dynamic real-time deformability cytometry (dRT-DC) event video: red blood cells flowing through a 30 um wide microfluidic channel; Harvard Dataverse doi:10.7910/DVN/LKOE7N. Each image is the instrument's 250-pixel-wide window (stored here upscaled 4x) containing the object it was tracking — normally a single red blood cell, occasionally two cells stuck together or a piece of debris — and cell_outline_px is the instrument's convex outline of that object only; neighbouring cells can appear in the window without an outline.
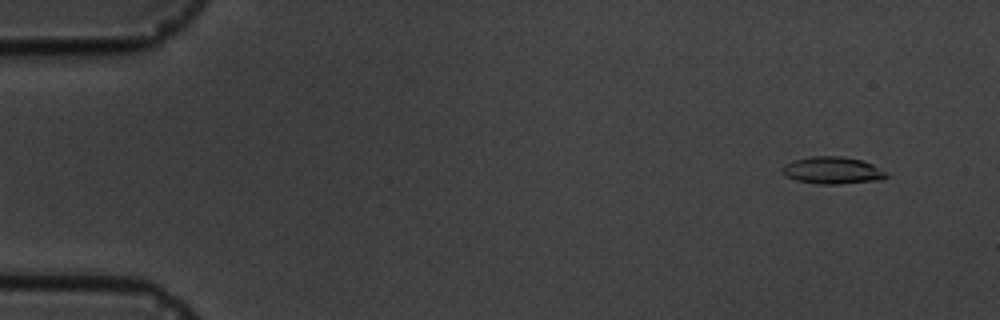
{"species": "common noctule bat (a hibernating species)", "species_latin": "Nyctalus noctula", "temperature_condition": "cold", "stored_images_in_passage": 7, "camera_frame_rate_fps": 3000, "um_per_image_px": 0.085, "animal": {"sex": "male", "body_mass_g": 19.5, "forearm_length_mm": 54.6}, "frame": {"image": 1, "passage_image": 1, "time_ms": 0.0, "image_size_px": [1000, 320], "cell_outline_px": [[892, 176], [884, 180], [840, 184], [820, 184], [796, 180], [784, 176], [780, 172], [780, 168], [784, 164], [792, 160], [812, 156], [840, 156], [860, 160], [872, 164]], "centroid_in_image_um": [70.75, 14.49], "position_along_channel_um": 14.3, "area_um2": 16.76}}
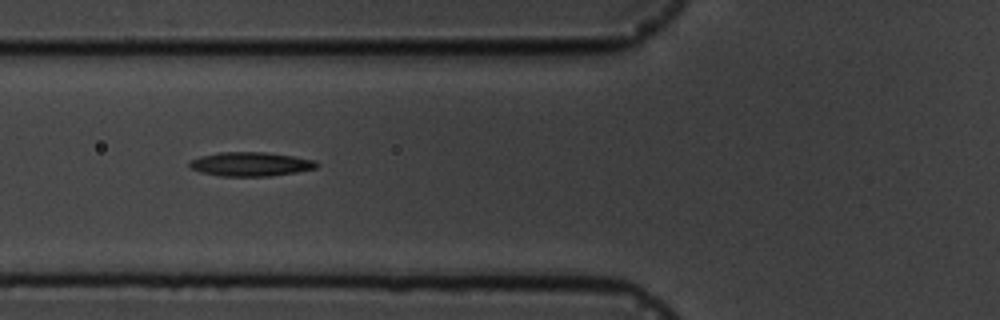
{"frame": {"image": 2, "passage_image": 6, "time_ms": 5.667, "image_size_px": [1000, 320], "cell_outline_px": [[320, 164], [316, 168], [296, 172], [272, 176], [220, 176], [200, 172], [192, 168], [188, 164], [192, 160], [200, 156], [220, 152], [264, 152], [292, 156], [316, 160]], "centroid_in_image_um": [21.33, 13.95], "position_along_channel_um": 104.5, "area_um2": 17.8}}
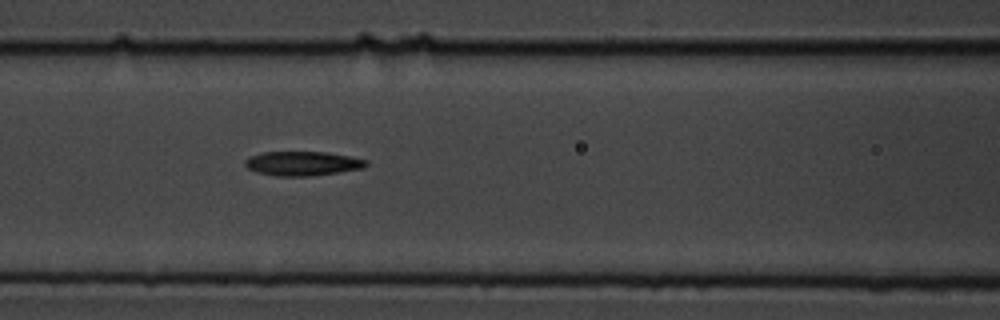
{"frame": {"image": 3, "passage_image": 7, "time_ms": 6.667, "image_size_px": [1000, 320], "cell_outline_px": [[368, 164], [364, 168], [308, 176], [276, 176], [256, 172], [248, 168], [244, 164], [244, 160], [248, 156], [260, 152], [328, 152], [352, 156], [368, 160]], "centroid_in_image_um": [25.7, 13.88], "position_along_channel_um": 140.9, "area_um2": 17.28}}